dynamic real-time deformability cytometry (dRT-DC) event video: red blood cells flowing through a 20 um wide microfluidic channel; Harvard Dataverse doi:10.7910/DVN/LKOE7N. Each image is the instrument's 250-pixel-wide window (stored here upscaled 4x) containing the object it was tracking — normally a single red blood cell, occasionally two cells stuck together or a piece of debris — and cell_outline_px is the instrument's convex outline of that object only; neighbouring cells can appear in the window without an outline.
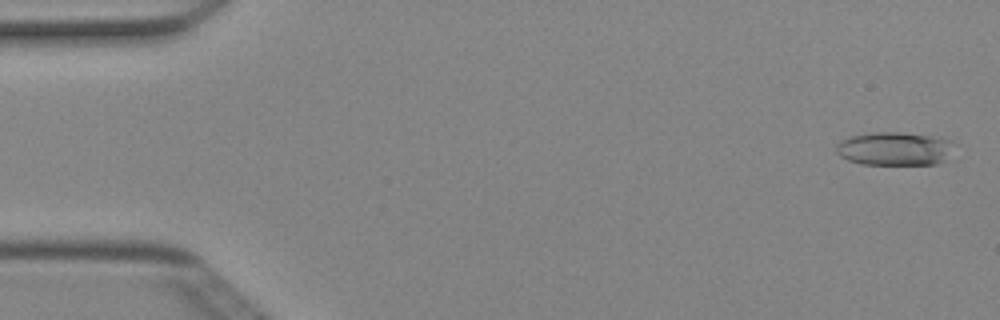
{"species": "Egyptian fruit bat (a non-hibernating species)", "species_latin": "Rousettus aegyptiacus", "temperature_condition": "cold", "stored_images_in_passage": 50, "camera_frame_rate_fps": 3000, "um_per_image_px": 0.085, "animal": {"sex": "female"}, "frame": {"image": 1, "passage_image": 2, "time_ms": 0.333, "image_size_px": [1000, 320], "cell_outline_px": [[952, 140], [944, 160], [936, 164], [860, 164], [848, 160], [840, 156], [836, 152], [836, 144], [840, 140], [852, 136], [872, 132], [900, 132], [928, 136]], "centroid_in_image_um": [75.93, 12.64], "position_along_channel_um": 9.1, "area_um2": 22.54}}
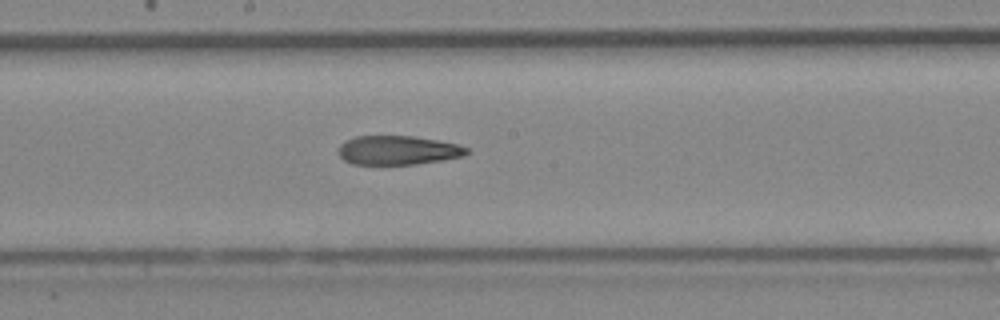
{"frame": {"image": 2, "passage_image": 27, "time_ms": 8.667, "image_size_px": [1000, 320], "cell_outline_px": [[472, 152], [464, 156], [444, 160], [416, 164], [352, 164], [344, 160], [340, 156], [340, 144], [356, 136], [412, 136], [460, 144], [468, 148]], "centroid_in_image_um": [33.9, 12.77], "position_along_channel_um": 214.3, "area_um2": 21.73}}
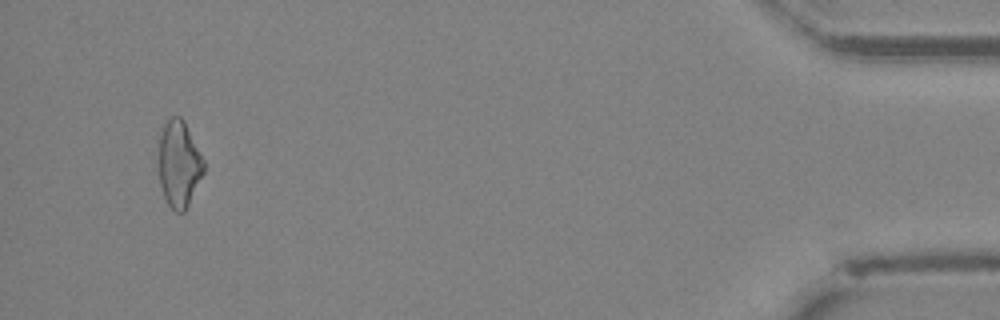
{"frame": {"image": 3, "passage_image": 48, "time_ms": 15.667, "image_size_px": [1000, 320], "cell_outline_px": [[204, 172], [184, 212], [176, 212], [168, 204], [164, 196], [160, 184], [156, 164], [156, 160], [160, 136], [164, 124], [168, 116], [180, 116], [184, 120], [204, 160]], "centroid_in_image_um": [15.17, 13.9], "position_along_channel_um": 420.0, "area_um2": 23.12}, "authors_computed_cell_mechanics": {"area_um2": 22.9466, "velocity_mm_per_s": 4.0401, "shape_relaxation_time_tau1_ms": 7.8008, "shape_relaxation_time_tau2_ms": 5.8516, "deformation_change_tau1": 0.185, "deformation_change_tau2": 0.1758}}